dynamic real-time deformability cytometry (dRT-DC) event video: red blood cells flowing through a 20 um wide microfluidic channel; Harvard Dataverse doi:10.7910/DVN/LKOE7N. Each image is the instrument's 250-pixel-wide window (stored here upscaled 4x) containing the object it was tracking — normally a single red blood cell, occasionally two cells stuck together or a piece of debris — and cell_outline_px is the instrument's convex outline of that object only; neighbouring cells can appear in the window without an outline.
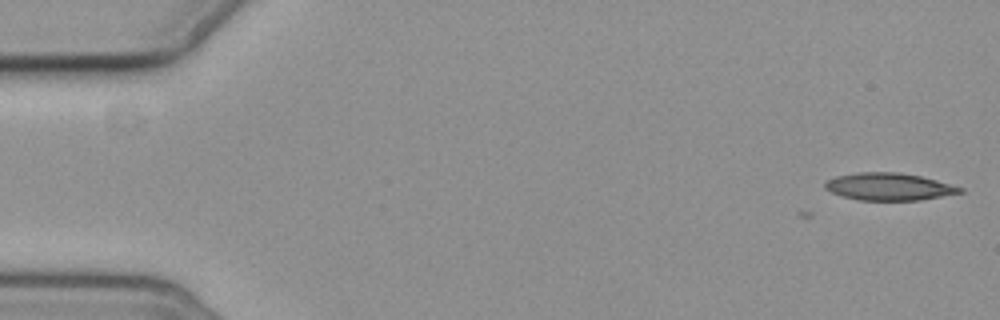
{"species": "common noctule bat (a hibernating species)", "species_latin": "Nyctalus noctula", "temperature_condition": "cold", "stored_images_in_passage": 7, "camera_frame_rate_fps": 3000, "um_per_image_px": 0.085, "animal": {"sex": "female", "body_mass_g": 19.3, "forearm_length_mm": 54.1}, "frame": {"image": 1, "passage_image": 1, "time_ms": 0.0, "image_size_px": [1000, 320], "cell_outline_px": [[964, 192], [920, 200], [860, 200], [844, 196], [832, 192], [824, 188], [824, 180], [836, 176], [856, 172], [900, 172], [920, 176], [936, 180], [964, 188]], "centroid_in_image_um": [75.54, 15.85], "position_along_channel_um": 9.5, "area_um2": 21.5}}
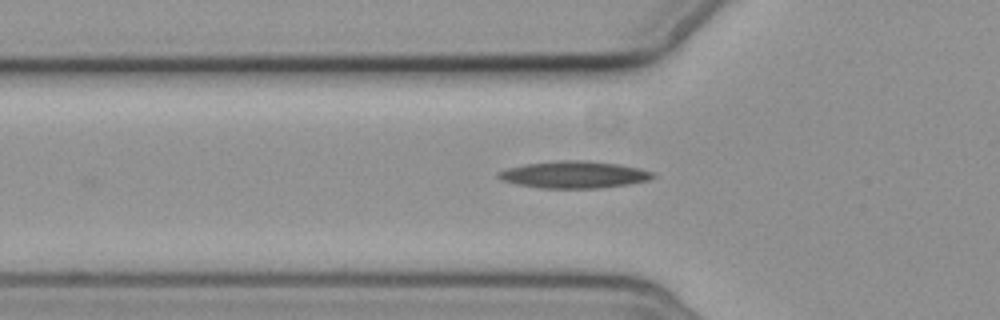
{"frame": {"image": 2, "passage_image": 6, "time_ms": 6.0, "image_size_px": [1000, 320], "cell_outline_px": [[656, 176], [648, 180], [628, 184], [600, 188], [540, 188], [516, 184], [500, 180], [496, 176], [496, 172], [504, 168], [524, 164], [556, 160], [584, 160], [616, 164], [640, 168], [652, 172]], "centroid_in_image_um": [48.71, 14.84], "position_along_channel_um": 77.1, "area_um2": 24.51}}
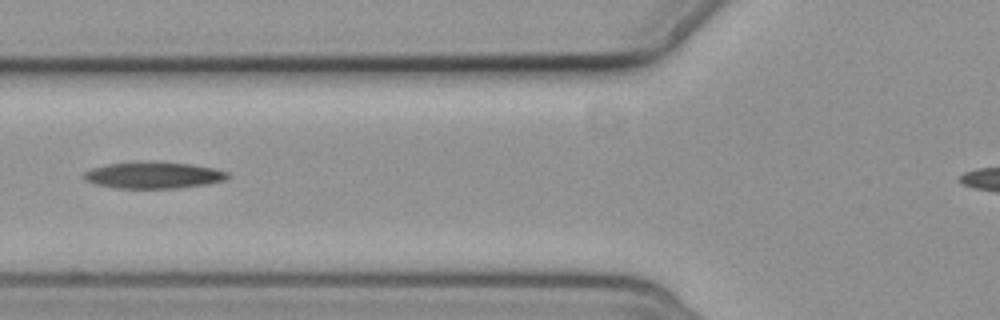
{"frame": {"image": 3, "passage_image": 7, "time_ms": 7.0, "image_size_px": [1000, 320], "cell_outline_px": [[232, 176], [224, 180], [208, 184], [176, 188], [116, 188], [96, 184], [84, 180], [80, 176], [84, 172], [92, 168], [108, 164], [192, 164], [212, 168], [228, 172]], "centroid_in_image_um": [13.05, 14.94], "position_along_channel_um": 112.8, "area_um2": 21.39}}